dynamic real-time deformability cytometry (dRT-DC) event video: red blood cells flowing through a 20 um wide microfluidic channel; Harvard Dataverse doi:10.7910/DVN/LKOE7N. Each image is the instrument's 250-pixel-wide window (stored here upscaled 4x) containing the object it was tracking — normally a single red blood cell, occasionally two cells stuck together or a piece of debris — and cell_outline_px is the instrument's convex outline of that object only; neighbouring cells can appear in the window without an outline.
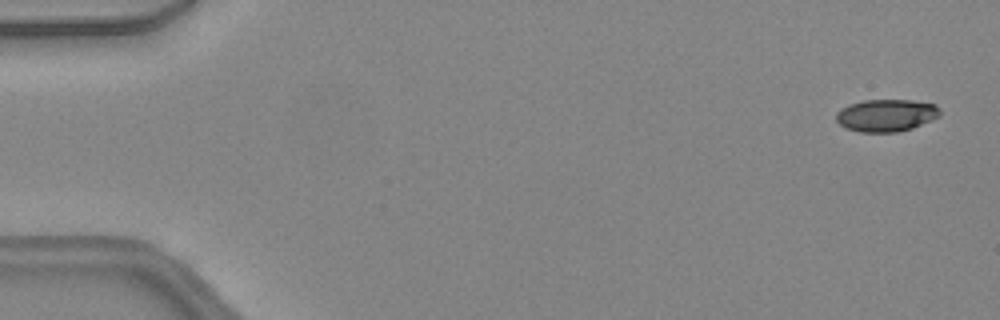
{"species": "common noctule bat (a hibernating species)", "species_latin": "Nyctalus noctula", "temperature_condition": "warm", "stored_images_in_passage": 47, "camera_frame_rate_fps": 3000, "um_per_image_px": 0.085, "animal": {"sex": "female", "body_mass_g": 24.6, "forearm_length_mm": 56.2}, "frame": {"image": 1, "passage_image": 2, "time_ms": 0.333, "image_size_px": [1000, 320], "cell_outline_px": [[940, 116], [912, 128], [896, 132], [860, 132], [848, 128], [840, 124], [836, 120], [836, 112], [840, 108], [848, 104], [864, 100], [912, 100], [936, 104], [940, 108]], "centroid_in_image_um": [75.33, 9.79], "position_along_channel_um": 9.7, "area_um2": 19.59}}
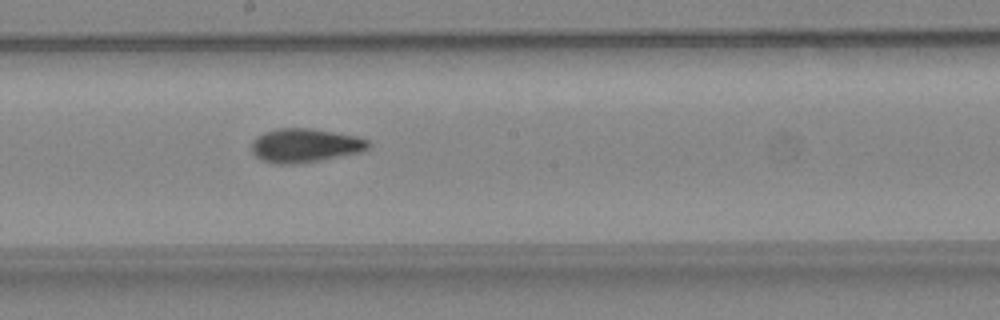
{"frame": {"image": 2, "passage_image": 26, "time_ms": 8.333, "image_size_px": [1000, 320], "cell_outline_px": [[372, 144], [364, 152], [320, 160], [296, 164], [276, 164], [260, 160], [252, 152], [252, 140], [256, 136], [264, 132], [280, 128], [312, 128], [356, 136], [368, 140]], "centroid_in_image_um": [25.93, 12.37], "position_along_channel_um": 222.3, "area_um2": 23.29}}
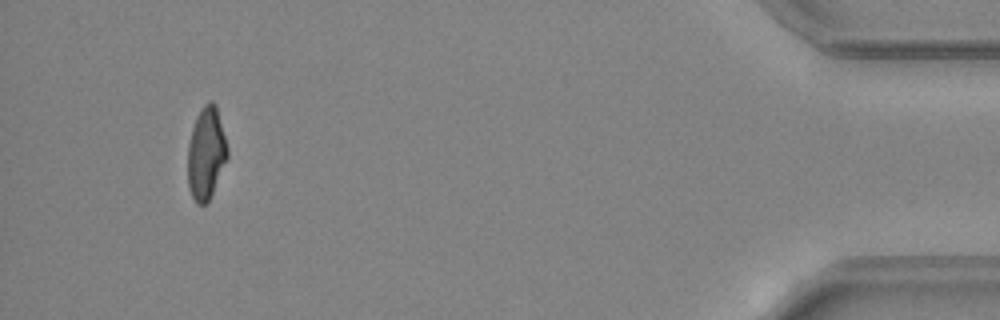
{"frame": {"image": 3, "passage_image": 44, "time_ms": 14.333, "image_size_px": [1000, 320], "cell_outline_px": [[228, 156], [212, 192], [208, 200], [204, 204], [196, 204], [188, 188], [188, 144], [192, 128], [196, 116], [200, 108], [208, 100], [212, 100], [216, 104], [228, 148]], "centroid_in_image_um": [17.51, 12.98], "position_along_channel_um": 417.7, "area_um2": 21.27}, "authors_computed_cell_mechanics": {"area_um2": 21.675, "velocity_mm_per_s": 4.4709, "shape_relaxation_time_tau1_ms": 5.1804, "shape_relaxation_time_tau2_ms": 1.759, "deformation_change_tau1": 0.1756, "deformation_change_tau2": 0.0751}}